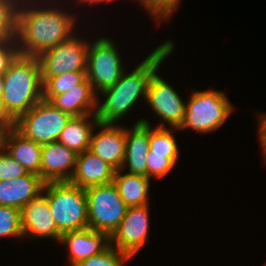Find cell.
Masks as SVG:
<instances>
[{
	"label": "cell",
	"instance_id": "cell-8",
	"mask_svg": "<svg viewBox=\"0 0 266 266\" xmlns=\"http://www.w3.org/2000/svg\"><path fill=\"white\" fill-rule=\"evenodd\" d=\"M71 115L42 99L30 111L15 120V129L41 145L58 141Z\"/></svg>",
	"mask_w": 266,
	"mask_h": 266
},
{
	"label": "cell",
	"instance_id": "cell-35",
	"mask_svg": "<svg viewBox=\"0 0 266 266\" xmlns=\"http://www.w3.org/2000/svg\"><path fill=\"white\" fill-rule=\"evenodd\" d=\"M7 132L8 130L0 123V150L4 149Z\"/></svg>",
	"mask_w": 266,
	"mask_h": 266
},
{
	"label": "cell",
	"instance_id": "cell-4",
	"mask_svg": "<svg viewBox=\"0 0 266 266\" xmlns=\"http://www.w3.org/2000/svg\"><path fill=\"white\" fill-rule=\"evenodd\" d=\"M235 109L227 95L220 90H192L179 131L192 129L200 134L214 132L224 126Z\"/></svg>",
	"mask_w": 266,
	"mask_h": 266
},
{
	"label": "cell",
	"instance_id": "cell-26",
	"mask_svg": "<svg viewBox=\"0 0 266 266\" xmlns=\"http://www.w3.org/2000/svg\"><path fill=\"white\" fill-rule=\"evenodd\" d=\"M135 2H138L139 6L141 5L146 11L145 13L150 15L149 18L151 17L152 21L159 26L172 18L181 0H135Z\"/></svg>",
	"mask_w": 266,
	"mask_h": 266
},
{
	"label": "cell",
	"instance_id": "cell-5",
	"mask_svg": "<svg viewBox=\"0 0 266 266\" xmlns=\"http://www.w3.org/2000/svg\"><path fill=\"white\" fill-rule=\"evenodd\" d=\"M47 201L61 234L88 228V205L84 188L69 182H47Z\"/></svg>",
	"mask_w": 266,
	"mask_h": 266
},
{
	"label": "cell",
	"instance_id": "cell-7",
	"mask_svg": "<svg viewBox=\"0 0 266 266\" xmlns=\"http://www.w3.org/2000/svg\"><path fill=\"white\" fill-rule=\"evenodd\" d=\"M88 205V228L107 233L118 228L125 216L127 205L112 182L85 188Z\"/></svg>",
	"mask_w": 266,
	"mask_h": 266
},
{
	"label": "cell",
	"instance_id": "cell-6",
	"mask_svg": "<svg viewBox=\"0 0 266 266\" xmlns=\"http://www.w3.org/2000/svg\"><path fill=\"white\" fill-rule=\"evenodd\" d=\"M112 40L100 36L89 42L86 78L96 94L116 84L127 70L116 47L118 44Z\"/></svg>",
	"mask_w": 266,
	"mask_h": 266
},
{
	"label": "cell",
	"instance_id": "cell-27",
	"mask_svg": "<svg viewBox=\"0 0 266 266\" xmlns=\"http://www.w3.org/2000/svg\"><path fill=\"white\" fill-rule=\"evenodd\" d=\"M24 239L21 213L14 207L0 206V238Z\"/></svg>",
	"mask_w": 266,
	"mask_h": 266
},
{
	"label": "cell",
	"instance_id": "cell-25",
	"mask_svg": "<svg viewBox=\"0 0 266 266\" xmlns=\"http://www.w3.org/2000/svg\"><path fill=\"white\" fill-rule=\"evenodd\" d=\"M21 0H0V40H16Z\"/></svg>",
	"mask_w": 266,
	"mask_h": 266
},
{
	"label": "cell",
	"instance_id": "cell-31",
	"mask_svg": "<svg viewBox=\"0 0 266 266\" xmlns=\"http://www.w3.org/2000/svg\"><path fill=\"white\" fill-rule=\"evenodd\" d=\"M19 54L16 40H0V76L6 73Z\"/></svg>",
	"mask_w": 266,
	"mask_h": 266
},
{
	"label": "cell",
	"instance_id": "cell-10",
	"mask_svg": "<svg viewBox=\"0 0 266 266\" xmlns=\"http://www.w3.org/2000/svg\"><path fill=\"white\" fill-rule=\"evenodd\" d=\"M158 71L150 78L144 104L159 117L161 122L156 127L180 128L185 119L186 102Z\"/></svg>",
	"mask_w": 266,
	"mask_h": 266
},
{
	"label": "cell",
	"instance_id": "cell-29",
	"mask_svg": "<svg viewBox=\"0 0 266 266\" xmlns=\"http://www.w3.org/2000/svg\"><path fill=\"white\" fill-rule=\"evenodd\" d=\"M180 157H165V155L147 154V177L158 180L164 178L171 170L175 169Z\"/></svg>",
	"mask_w": 266,
	"mask_h": 266
},
{
	"label": "cell",
	"instance_id": "cell-18",
	"mask_svg": "<svg viewBox=\"0 0 266 266\" xmlns=\"http://www.w3.org/2000/svg\"><path fill=\"white\" fill-rule=\"evenodd\" d=\"M44 185L41 176L30 172L13 180L0 181V206L21 210L43 191Z\"/></svg>",
	"mask_w": 266,
	"mask_h": 266
},
{
	"label": "cell",
	"instance_id": "cell-19",
	"mask_svg": "<svg viewBox=\"0 0 266 266\" xmlns=\"http://www.w3.org/2000/svg\"><path fill=\"white\" fill-rule=\"evenodd\" d=\"M4 149L28 172L41 176V144L24 137L13 128L6 134Z\"/></svg>",
	"mask_w": 266,
	"mask_h": 266
},
{
	"label": "cell",
	"instance_id": "cell-2",
	"mask_svg": "<svg viewBox=\"0 0 266 266\" xmlns=\"http://www.w3.org/2000/svg\"><path fill=\"white\" fill-rule=\"evenodd\" d=\"M174 42L171 39L164 40L135 69L130 72L126 70L116 84L97 94L96 117L99 122L119 124L133 111L140 99L146 102L150 78L173 53Z\"/></svg>",
	"mask_w": 266,
	"mask_h": 266
},
{
	"label": "cell",
	"instance_id": "cell-28",
	"mask_svg": "<svg viewBox=\"0 0 266 266\" xmlns=\"http://www.w3.org/2000/svg\"><path fill=\"white\" fill-rule=\"evenodd\" d=\"M133 257L111 245L102 253L91 256L75 266H126ZM125 264V265H124Z\"/></svg>",
	"mask_w": 266,
	"mask_h": 266
},
{
	"label": "cell",
	"instance_id": "cell-22",
	"mask_svg": "<svg viewBox=\"0 0 266 266\" xmlns=\"http://www.w3.org/2000/svg\"><path fill=\"white\" fill-rule=\"evenodd\" d=\"M57 109L72 117L96 114L97 94L92 88H72L50 100Z\"/></svg>",
	"mask_w": 266,
	"mask_h": 266
},
{
	"label": "cell",
	"instance_id": "cell-13",
	"mask_svg": "<svg viewBox=\"0 0 266 266\" xmlns=\"http://www.w3.org/2000/svg\"><path fill=\"white\" fill-rule=\"evenodd\" d=\"M125 130L124 125L98 122L92 133L89 150L120 170L125 160Z\"/></svg>",
	"mask_w": 266,
	"mask_h": 266
},
{
	"label": "cell",
	"instance_id": "cell-20",
	"mask_svg": "<svg viewBox=\"0 0 266 266\" xmlns=\"http://www.w3.org/2000/svg\"><path fill=\"white\" fill-rule=\"evenodd\" d=\"M151 180L145 176L116 170L113 183L127 207H136L150 203Z\"/></svg>",
	"mask_w": 266,
	"mask_h": 266
},
{
	"label": "cell",
	"instance_id": "cell-12",
	"mask_svg": "<svg viewBox=\"0 0 266 266\" xmlns=\"http://www.w3.org/2000/svg\"><path fill=\"white\" fill-rule=\"evenodd\" d=\"M22 229L24 238L35 240L60 241L61 233L56 227L55 220L50 211L47 201V183H45L43 191L35 196L29 203L20 210Z\"/></svg>",
	"mask_w": 266,
	"mask_h": 266
},
{
	"label": "cell",
	"instance_id": "cell-3",
	"mask_svg": "<svg viewBox=\"0 0 266 266\" xmlns=\"http://www.w3.org/2000/svg\"><path fill=\"white\" fill-rule=\"evenodd\" d=\"M5 109L16 120L43 99L41 65L38 57L19 54L3 75Z\"/></svg>",
	"mask_w": 266,
	"mask_h": 266
},
{
	"label": "cell",
	"instance_id": "cell-21",
	"mask_svg": "<svg viewBox=\"0 0 266 266\" xmlns=\"http://www.w3.org/2000/svg\"><path fill=\"white\" fill-rule=\"evenodd\" d=\"M98 122L96 114L72 117L61 132L58 142L80 154L89 149L92 133Z\"/></svg>",
	"mask_w": 266,
	"mask_h": 266
},
{
	"label": "cell",
	"instance_id": "cell-23",
	"mask_svg": "<svg viewBox=\"0 0 266 266\" xmlns=\"http://www.w3.org/2000/svg\"><path fill=\"white\" fill-rule=\"evenodd\" d=\"M140 122L150 123L149 150L152 154L165 155V157H180L179 144L176 142V137L173 135V131L176 130L178 132L179 128L153 127L147 117H142L135 121V123Z\"/></svg>",
	"mask_w": 266,
	"mask_h": 266
},
{
	"label": "cell",
	"instance_id": "cell-15",
	"mask_svg": "<svg viewBox=\"0 0 266 266\" xmlns=\"http://www.w3.org/2000/svg\"><path fill=\"white\" fill-rule=\"evenodd\" d=\"M78 154L55 141L42 145L41 178L47 182H69Z\"/></svg>",
	"mask_w": 266,
	"mask_h": 266
},
{
	"label": "cell",
	"instance_id": "cell-17",
	"mask_svg": "<svg viewBox=\"0 0 266 266\" xmlns=\"http://www.w3.org/2000/svg\"><path fill=\"white\" fill-rule=\"evenodd\" d=\"M116 169L89 149L78 154L77 162L69 183L87 188L113 182Z\"/></svg>",
	"mask_w": 266,
	"mask_h": 266
},
{
	"label": "cell",
	"instance_id": "cell-14",
	"mask_svg": "<svg viewBox=\"0 0 266 266\" xmlns=\"http://www.w3.org/2000/svg\"><path fill=\"white\" fill-rule=\"evenodd\" d=\"M58 244L68 250L69 266L105 251L110 246V236L91 228L63 233Z\"/></svg>",
	"mask_w": 266,
	"mask_h": 266
},
{
	"label": "cell",
	"instance_id": "cell-24",
	"mask_svg": "<svg viewBox=\"0 0 266 266\" xmlns=\"http://www.w3.org/2000/svg\"><path fill=\"white\" fill-rule=\"evenodd\" d=\"M72 88H92L86 72H67L49 77L43 83V99L49 101L53 96L64 94Z\"/></svg>",
	"mask_w": 266,
	"mask_h": 266
},
{
	"label": "cell",
	"instance_id": "cell-9",
	"mask_svg": "<svg viewBox=\"0 0 266 266\" xmlns=\"http://www.w3.org/2000/svg\"><path fill=\"white\" fill-rule=\"evenodd\" d=\"M89 40L76 32L54 48L38 56L41 65L42 82L49 77L67 72H86Z\"/></svg>",
	"mask_w": 266,
	"mask_h": 266
},
{
	"label": "cell",
	"instance_id": "cell-32",
	"mask_svg": "<svg viewBox=\"0 0 266 266\" xmlns=\"http://www.w3.org/2000/svg\"><path fill=\"white\" fill-rule=\"evenodd\" d=\"M258 119H256L257 121V135H258V140L259 142V146H261V155L263 157V161H265L264 163H266V113H257V117Z\"/></svg>",
	"mask_w": 266,
	"mask_h": 266
},
{
	"label": "cell",
	"instance_id": "cell-11",
	"mask_svg": "<svg viewBox=\"0 0 266 266\" xmlns=\"http://www.w3.org/2000/svg\"><path fill=\"white\" fill-rule=\"evenodd\" d=\"M150 205L128 207L118 228L110 236V245L133 258L148 243Z\"/></svg>",
	"mask_w": 266,
	"mask_h": 266
},
{
	"label": "cell",
	"instance_id": "cell-36",
	"mask_svg": "<svg viewBox=\"0 0 266 266\" xmlns=\"http://www.w3.org/2000/svg\"><path fill=\"white\" fill-rule=\"evenodd\" d=\"M4 91V80L3 76H0V97H2Z\"/></svg>",
	"mask_w": 266,
	"mask_h": 266
},
{
	"label": "cell",
	"instance_id": "cell-33",
	"mask_svg": "<svg viewBox=\"0 0 266 266\" xmlns=\"http://www.w3.org/2000/svg\"><path fill=\"white\" fill-rule=\"evenodd\" d=\"M0 123L7 130L15 128V119L5 109L2 97H0Z\"/></svg>",
	"mask_w": 266,
	"mask_h": 266
},
{
	"label": "cell",
	"instance_id": "cell-1",
	"mask_svg": "<svg viewBox=\"0 0 266 266\" xmlns=\"http://www.w3.org/2000/svg\"><path fill=\"white\" fill-rule=\"evenodd\" d=\"M64 2L60 0H21L16 36L17 47L21 55L38 57L44 51L56 47L77 32L76 30L79 28L76 24H78L77 19L80 16H76L77 14L71 11L68 5H65L69 2L66 0Z\"/></svg>",
	"mask_w": 266,
	"mask_h": 266
},
{
	"label": "cell",
	"instance_id": "cell-30",
	"mask_svg": "<svg viewBox=\"0 0 266 266\" xmlns=\"http://www.w3.org/2000/svg\"><path fill=\"white\" fill-rule=\"evenodd\" d=\"M29 172L5 150H0V181L13 180Z\"/></svg>",
	"mask_w": 266,
	"mask_h": 266
},
{
	"label": "cell",
	"instance_id": "cell-16",
	"mask_svg": "<svg viewBox=\"0 0 266 266\" xmlns=\"http://www.w3.org/2000/svg\"><path fill=\"white\" fill-rule=\"evenodd\" d=\"M125 160L120 170L147 177V154L150 149V123H134L125 130Z\"/></svg>",
	"mask_w": 266,
	"mask_h": 266
},
{
	"label": "cell",
	"instance_id": "cell-34",
	"mask_svg": "<svg viewBox=\"0 0 266 266\" xmlns=\"http://www.w3.org/2000/svg\"><path fill=\"white\" fill-rule=\"evenodd\" d=\"M69 1V0H68ZM76 1V6H79V4H85L84 7L88 4L89 6H93L94 5H99L101 3L105 4V3H111L113 0H75ZM74 2V0H73ZM105 2V3H104Z\"/></svg>",
	"mask_w": 266,
	"mask_h": 266
}]
</instances>
